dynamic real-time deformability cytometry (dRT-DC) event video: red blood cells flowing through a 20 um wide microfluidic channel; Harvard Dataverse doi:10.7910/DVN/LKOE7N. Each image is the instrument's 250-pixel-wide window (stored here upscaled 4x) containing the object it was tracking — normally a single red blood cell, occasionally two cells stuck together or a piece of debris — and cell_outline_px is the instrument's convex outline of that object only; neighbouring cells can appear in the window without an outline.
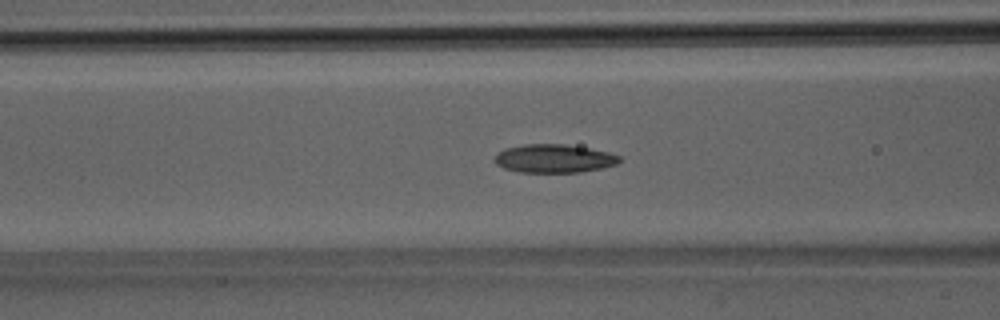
{"species": "Egyptian fruit bat (a non-hibernating species)", "species_latin": "Rousettus aegyptiacus", "temperature_condition": "room temperature", "stored_images_in_passage": 28, "camera_frame_rate_fps": 3000, "um_per_image_px": 0.085, "animal": {"sex": "male"}, "frame": {"image": 1, "passage_image": 6, "time_ms": 1.667, "image_size_px": [1000, 320], "cell_outline_px": [[620, 160], [616, 164], [600, 168], [580, 172], [520, 172], [504, 168], [496, 164], [496, 156], [504, 148], [524, 144], [564, 144], [592, 148], [608, 152], [620, 156]], "centroid_in_image_um": [47.1, 13.46], "position_along_channel_um": 119.5, "area_um2": 20.52}}
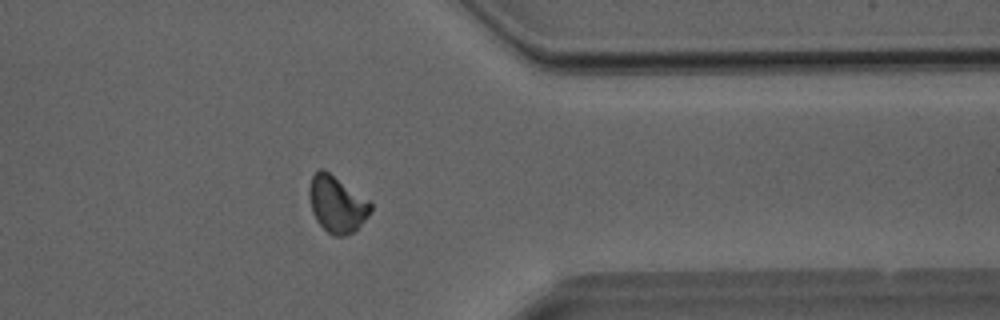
{"frame": {"image": 2, "passage_image": 21, "time_ms": 6.667, "image_size_px": [1000, 320], "cell_outline_px": [[372, 208], [368, 216], [352, 232], [344, 236], [332, 236], [316, 220], [312, 212], [308, 196], [308, 188], [312, 176], [320, 168], [324, 168], [368, 200], [372, 204]], "centroid_in_image_um": [28.6, 17.34], "position_along_channel_um": 382.8, "area_um2": 20.11}}
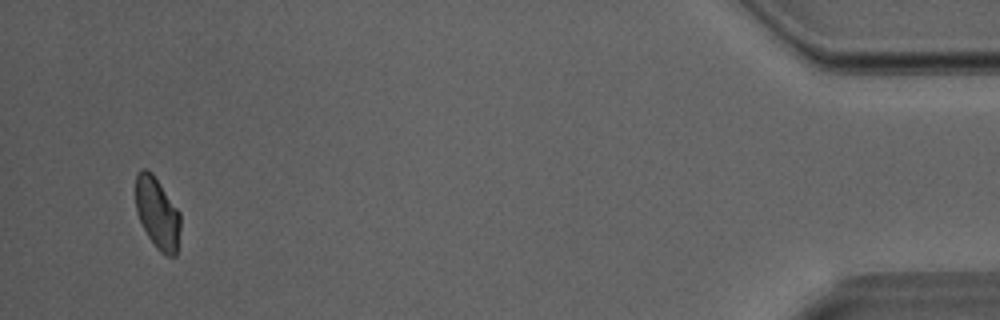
{"frame": {"image": 3, "passage_image": 27, "time_ms": 8.667, "image_size_px": [1000, 320], "cell_outline_px": [[180, 228], [176, 256], [164, 256], [156, 248], [148, 236], [136, 212], [136, 176], [140, 168], [148, 168], [152, 172], [180, 212]], "centroid_in_image_um": [13.38, 18.11], "position_along_channel_um": 421.8, "area_um2": 18.73}}